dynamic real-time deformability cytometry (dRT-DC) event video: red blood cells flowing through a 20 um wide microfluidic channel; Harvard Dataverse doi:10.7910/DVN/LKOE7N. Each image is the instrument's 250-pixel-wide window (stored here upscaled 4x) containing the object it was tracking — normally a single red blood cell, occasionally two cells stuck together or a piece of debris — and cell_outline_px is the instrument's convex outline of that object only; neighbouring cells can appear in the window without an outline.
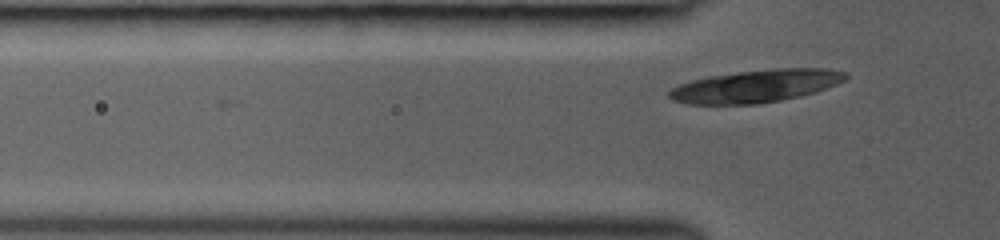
{"species": "common noctule bat (a hibernating species)", "species_latin": "Nyctalus noctula", "temperature_condition": "room temperature", "stored_images_in_passage": 3, "camera_frame_rate_fps": 3000, "um_per_image_px": 0.085, "animal": {"sex": "female", "body_mass_g": 19.0, "forearm_length_mm": 53.3}, "frame": {"image": 1, "passage_image": 3, "time_ms": 1.333, "image_size_px": [1000, 240], "cell_outline_px": [[848, 76], [844, 80], [836, 84], [816, 92], [800, 96], [780, 100], [756, 104], [684, 104], [672, 100], [668, 96], [668, 92], [672, 88], [680, 84], [692, 80], [708, 76], [740, 72], [780, 68], [824, 68], [848, 72]], "centroid_in_image_um": [64.25, 7.32], "position_along_channel_um": 61.6, "area_um2": 33.41}}